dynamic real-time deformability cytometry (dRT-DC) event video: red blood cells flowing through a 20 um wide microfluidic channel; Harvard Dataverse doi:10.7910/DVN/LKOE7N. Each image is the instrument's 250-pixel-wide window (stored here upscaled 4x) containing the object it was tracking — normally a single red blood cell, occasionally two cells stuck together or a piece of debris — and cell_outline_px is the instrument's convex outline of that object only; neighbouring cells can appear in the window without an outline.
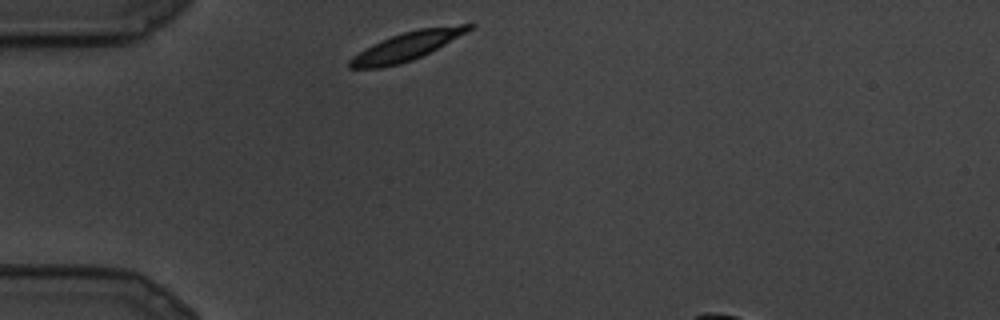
{"species": "common noctule bat (a hibernating species)", "species_latin": "Nyctalus noctula", "temperature_condition": "cold", "stored_images_in_passage": 12, "camera_frame_rate_fps": 3000, "um_per_image_px": 0.085, "animal": {"sex": "male", "body_mass_g": 19.5, "forearm_length_mm": 54.6}, "frame": {"image": 1, "passage_image": 1, "time_ms": 0.0, "image_size_px": [1000, 320], "cell_outline_px": [[476, 24], [472, 28], [444, 44], [412, 60], [400, 64], [380, 68], [348, 68], [348, 60], [352, 56], [392, 36], [404, 32], [420, 28], [460, 24]], "centroid_in_image_um": [34.55, 3.94], "position_along_channel_um": 50.5, "area_um2": 19.02}}
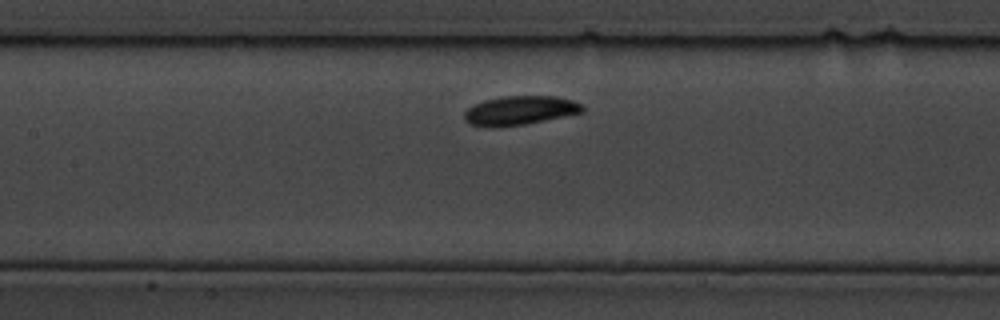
{"frame": {"image": 2, "passage_image": 6, "time_ms": 1.667, "image_size_px": [1000, 320], "cell_outline_px": [[584, 112], [524, 124], [496, 128], [488, 128], [468, 124], [464, 120], [464, 112], [468, 108], [484, 100], [504, 96], [556, 96], [572, 100], [584, 104]], "centroid_in_image_um": [44.17, 9.4], "position_along_channel_um": 163.2, "area_um2": 20.17}}
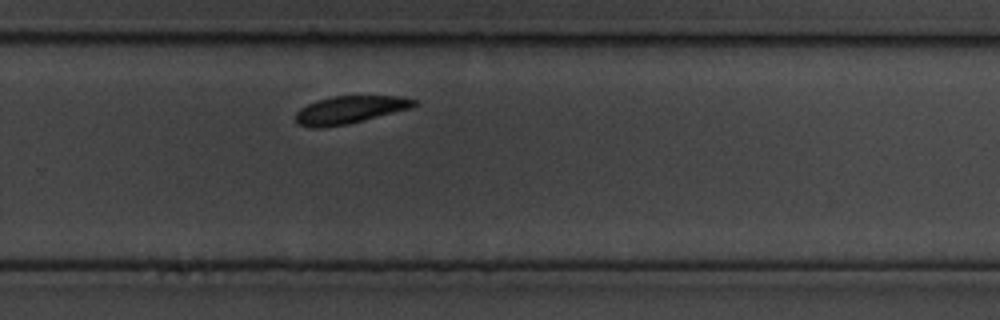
{"frame": {"image": 3, "passage_image": 12, "time_ms": 3.667, "image_size_px": [1000, 320], "cell_outline_px": [[420, 104], [412, 108], [348, 124], [320, 128], [308, 128], [296, 124], [296, 112], [300, 108], [316, 100], [332, 96], [400, 96], [416, 100]], "centroid_in_image_um": [29.73, 9.34], "position_along_channel_um": 300.1, "area_um2": 19.31}}